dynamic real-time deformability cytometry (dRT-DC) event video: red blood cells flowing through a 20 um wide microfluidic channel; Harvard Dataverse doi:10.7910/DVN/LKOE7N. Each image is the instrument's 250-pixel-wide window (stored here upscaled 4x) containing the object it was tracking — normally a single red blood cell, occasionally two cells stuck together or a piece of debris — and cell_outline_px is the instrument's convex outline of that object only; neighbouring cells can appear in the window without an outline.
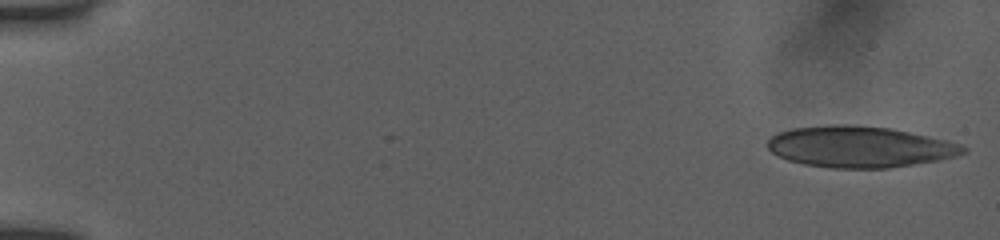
{"species": "human", "species_latin": "Homo sapiens", "temperature_condition": "room temperature", "stored_images_in_passage": 52, "camera_frame_rate_fps": 3000, "um_per_image_px": 0.085, "donor": {"sex": "female"}, "frame": {"image": 1, "passage_image": 1, "time_ms": 0.0, "image_size_px": [1000, 240], "cell_outline_px": [[968, 152], [956, 156], [940, 160], [888, 168], [832, 168], [804, 164], [788, 160], [772, 152], [768, 148], [768, 140], [772, 136], [780, 132], [792, 128], [828, 124], [848, 124], [892, 128], [944, 140], [960, 144], [968, 148]], "centroid_in_image_um": [73.08, 12.47], "position_along_channel_um": 11.9, "area_um2": 46.93}}
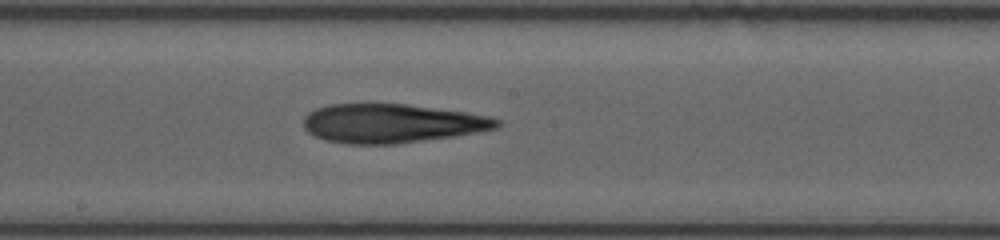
{"frame": {"image": 2, "passage_image": 29, "time_ms": 9.333, "image_size_px": [1000, 240], "cell_outline_px": [[500, 124], [496, 128], [476, 132], [452, 136], [396, 144], [348, 144], [324, 140], [308, 132], [304, 128], [304, 116], [308, 112], [316, 108], [328, 104], [408, 104], [464, 112], [488, 116], [500, 120]], "centroid_in_image_um": [33.25, 10.48], "position_along_channel_um": 215.0, "area_um2": 43.7}}
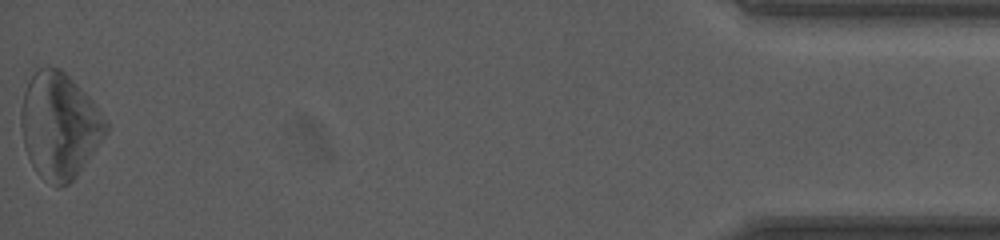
{"frame": {"image": 3, "passage_image": 52, "time_ms": 17.0, "image_size_px": [1000, 240], "cell_outline_px": [[108, 132], [76, 176], [68, 184], [60, 188], [56, 188], [44, 180], [36, 172], [28, 156], [24, 144], [20, 124], [20, 108], [24, 92], [28, 80], [36, 68], [60, 68], [92, 100], [108, 124]], "centroid_in_image_um": [5.02, 10.7], "position_along_channel_um": 430.2, "area_um2": 52.19}, "authors_computed_cell_mechanics": {"area_um2": 45.8065, "velocity_mm_per_s": 3.9168, "shape_relaxation_time_tau1_ms": null, "shape_relaxation_time_tau2_ms": 5.6736, "deformation_change_tau1": null, "deformation_change_tau2": 0.2103}}